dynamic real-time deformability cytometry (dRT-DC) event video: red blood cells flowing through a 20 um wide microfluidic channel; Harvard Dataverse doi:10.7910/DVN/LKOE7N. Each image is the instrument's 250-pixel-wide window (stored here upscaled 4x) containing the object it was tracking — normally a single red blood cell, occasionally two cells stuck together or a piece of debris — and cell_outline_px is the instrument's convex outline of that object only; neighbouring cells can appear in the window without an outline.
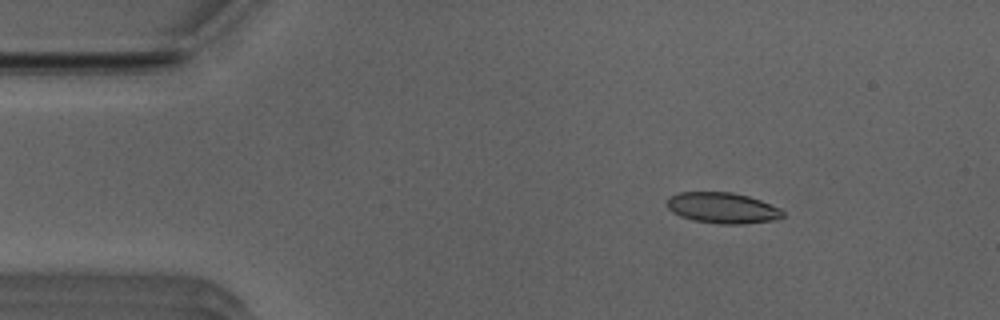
{"species": "Egyptian fruit bat (a non-hibernating species)", "species_latin": "Rousettus aegyptiacus", "temperature_condition": "room temperature", "stored_images_in_passage": 46, "camera_frame_rate_fps": 3000, "um_per_image_px": 0.085, "animal": {"sex": "male"}, "frame": {"image": 1, "passage_image": 2, "time_ms": 0.333, "image_size_px": [1000, 320], "cell_outline_px": [[784, 216], [772, 220], [740, 224], [720, 224], [696, 220], [680, 216], [672, 212], [668, 208], [668, 196], [680, 192], [732, 192], [748, 196], [760, 200], [780, 208], [784, 212]], "centroid_in_image_um": [61.4, 17.66], "position_along_channel_um": 23.6, "area_um2": 20.63}}
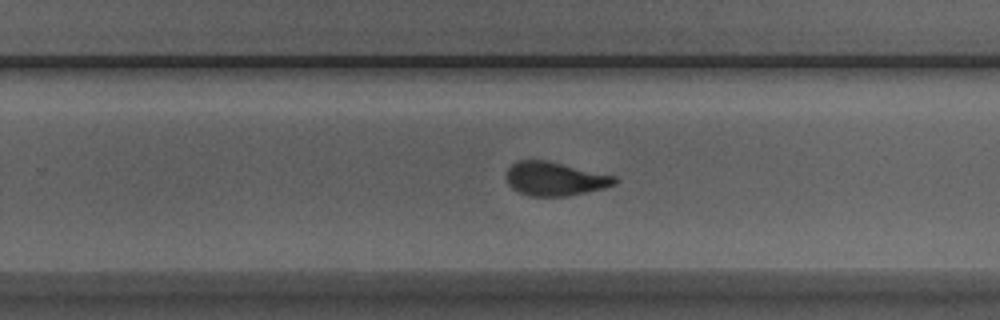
{"frame": {"image": 2, "passage_image": 27, "time_ms": 8.667, "image_size_px": [1000, 320], "cell_outline_px": [[616, 184], [604, 188], [568, 196], [528, 196], [512, 188], [508, 184], [504, 176], [508, 168], [516, 160], [548, 160], [616, 176]], "centroid_in_image_um": [47.13, 15.19], "position_along_channel_um": 282.7, "area_um2": 21.5}}
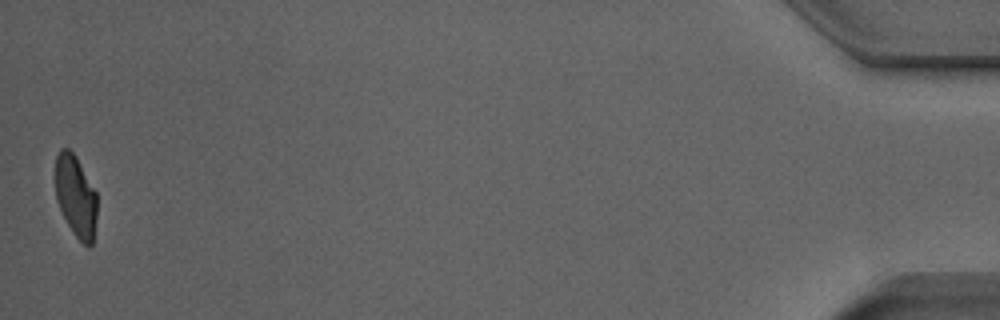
{"frame": {"image": 3, "passage_image": 46, "time_ms": 15.0, "image_size_px": [1000, 320], "cell_outline_px": [[96, 216], [92, 244], [88, 248], [72, 232], [56, 200], [56, 156], [60, 148], [68, 148], [76, 156], [96, 192]], "centroid_in_image_um": [6.43, 16.67], "position_along_channel_um": 428.8, "area_um2": 19.59}, "authors_computed_cell_mechanics": {"area_um2": 21.5594, "velocity_mm_per_s": 3.9155, "shape_relaxation_time_tau1_ms": 4.1743, "shape_relaxation_time_tau2_ms": 1.4934, "deformation_change_tau1": 0.1491, "deformation_change_tau2": 0.0759}}